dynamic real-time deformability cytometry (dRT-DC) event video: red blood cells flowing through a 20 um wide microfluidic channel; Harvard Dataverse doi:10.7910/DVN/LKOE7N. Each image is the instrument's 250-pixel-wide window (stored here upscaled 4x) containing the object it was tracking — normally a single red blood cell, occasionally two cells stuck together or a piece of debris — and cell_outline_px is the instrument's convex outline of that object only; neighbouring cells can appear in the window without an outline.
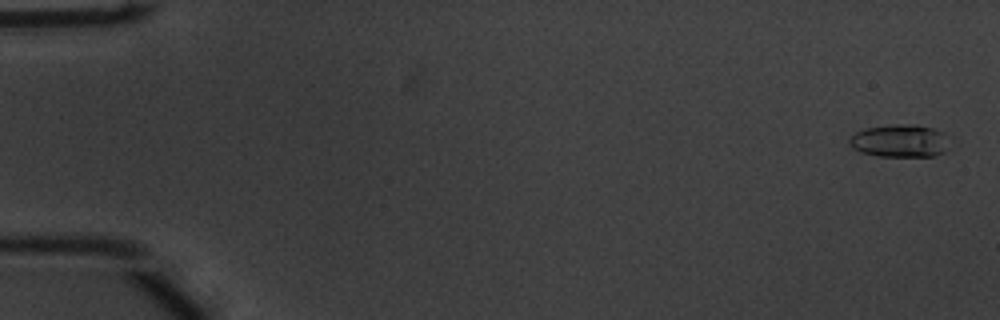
{"species": "common noctule bat (a hibernating species)", "species_latin": "Nyctalus noctula", "temperature_condition": "warm", "stored_images_in_passage": 54, "camera_frame_rate_fps": 3000, "um_per_image_px": 0.085, "animal": {"sex": "male", "body_mass_g": 20.1, "forearm_length_mm": 53.5}, "frame": {"image": 1, "passage_image": 2, "time_ms": 0.333, "image_size_px": [1000, 320], "cell_outline_px": [[944, 152], [936, 156], [880, 156], [860, 152], [852, 148], [848, 140], [856, 132], [868, 128], [896, 124], [912, 124], [932, 128], [944, 132]], "centroid_in_image_um": [76.43, 11.98], "position_along_channel_um": 8.6, "area_um2": 18.67}}
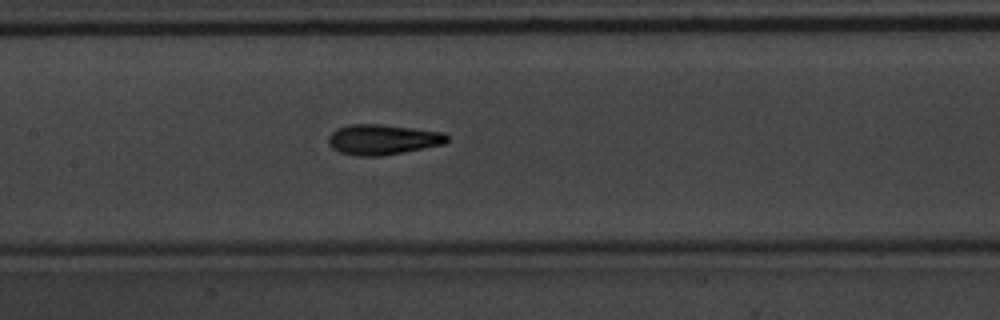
{"frame": {"image": 2, "passage_image": 27, "time_ms": 8.667, "image_size_px": [1000, 320], "cell_outline_px": [[448, 140], [444, 144], [380, 156], [356, 156], [340, 152], [332, 148], [328, 144], [328, 136], [336, 128], [348, 124], [380, 124], [444, 132], [448, 136]], "centroid_in_image_um": [32.49, 11.85], "position_along_channel_um": 174.9, "area_um2": 20.92}}
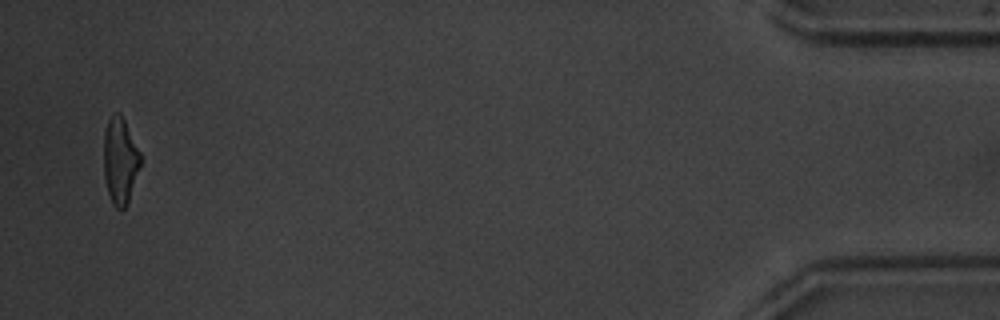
{"frame": {"image": 3, "passage_image": 53, "time_ms": 17.333, "image_size_px": [1000, 320], "cell_outline_px": [[140, 164], [128, 204], [120, 212], [112, 204], [108, 192], [104, 176], [104, 132], [108, 120], [112, 112], [120, 112], [140, 152]], "centroid_in_image_um": [10.19, 13.67], "position_along_channel_um": 425.0, "area_um2": 18.5}, "authors_computed_cell_mechanics": {"area_um2": 19.3341, "velocity_mm_per_s": 3.8188, "shape_relaxation_time_tau1_ms": 3.6272, "shape_relaxation_time_tau2_ms": 2.0906, "deformation_change_tau1": 0.1832, "deformation_change_tau2": 0.0954}}